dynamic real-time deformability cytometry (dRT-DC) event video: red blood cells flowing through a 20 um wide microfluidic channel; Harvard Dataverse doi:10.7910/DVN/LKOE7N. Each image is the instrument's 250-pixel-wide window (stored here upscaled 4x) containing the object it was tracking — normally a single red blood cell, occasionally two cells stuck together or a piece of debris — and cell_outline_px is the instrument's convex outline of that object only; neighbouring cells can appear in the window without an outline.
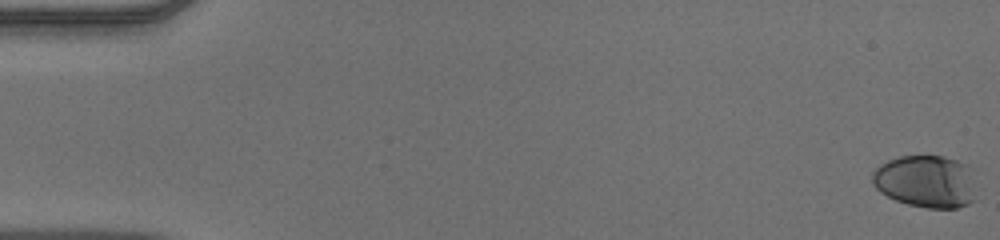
{"species": "human", "species_latin": "Homo sapiens", "temperature_condition": "warm", "stored_images_in_passage": 54, "camera_frame_rate_fps": 3000, "um_per_image_px": 0.085, "donor": {"sex": "male"}, "frame": {"image": 1, "passage_image": 1, "time_ms": 0.0, "image_size_px": [1000, 240], "cell_outline_px": [[976, 200], [968, 204], [956, 208], [928, 208], [908, 204], [896, 200], [880, 192], [876, 188], [872, 180], [872, 172], [880, 164], [888, 160], [900, 156], [944, 156], [968, 164]], "centroid_in_image_um": [78.69, 15.42], "position_along_channel_um": 6.3, "area_um2": 31.73}}
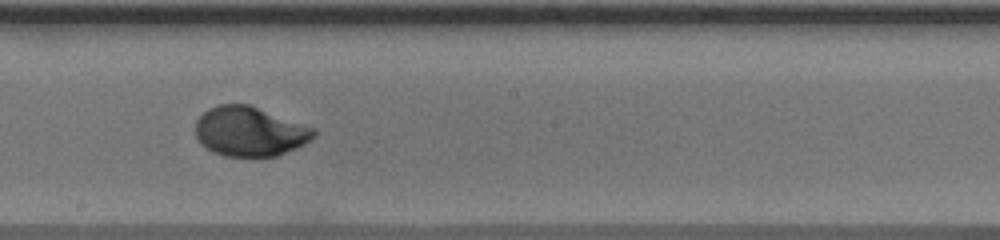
{"frame": {"image": 2, "passage_image": 31, "time_ms": 10.0, "image_size_px": [1000, 240], "cell_outline_px": [[316, 136], [304, 144], [296, 148], [276, 156], [224, 156], [212, 152], [196, 136], [196, 120], [208, 108], [220, 104], [248, 104], [316, 128]], "centroid_in_image_um": [21.25, 11.17], "position_along_channel_um": 226.9, "area_um2": 34.04}}
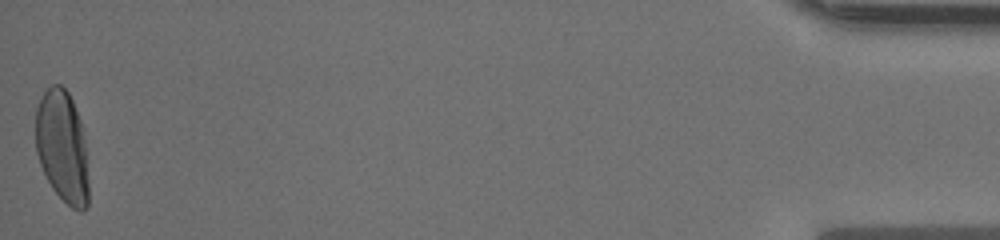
{"frame": {"image": 3, "passage_image": 54, "time_ms": 17.667, "image_size_px": [1000, 240], "cell_outline_px": [[88, 208], [84, 212], [80, 212], [72, 208], [52, 188], [40, 164], [36, 152], [36, 108], [44, 92], [52, 84], [60, 84], [68, 92], [72, 100], [80, 120], [84, 140], [88, 180]], "centroid_in_image_um": [5.3, 12.49], "position_along_channel_um": 429.9, "area_um2": 34.45}, "authors_computed_cell_mechanics": {"area_um2": 33.9864, "velocity_mm_per_s": 3.8902, "shape_relaxation_time_tau1_ms": 3.7572, "shape_relaxation_time_tau2_ms": null, "deformation_change_tau1": 0.1842, "deformation_change_tau2": null}}